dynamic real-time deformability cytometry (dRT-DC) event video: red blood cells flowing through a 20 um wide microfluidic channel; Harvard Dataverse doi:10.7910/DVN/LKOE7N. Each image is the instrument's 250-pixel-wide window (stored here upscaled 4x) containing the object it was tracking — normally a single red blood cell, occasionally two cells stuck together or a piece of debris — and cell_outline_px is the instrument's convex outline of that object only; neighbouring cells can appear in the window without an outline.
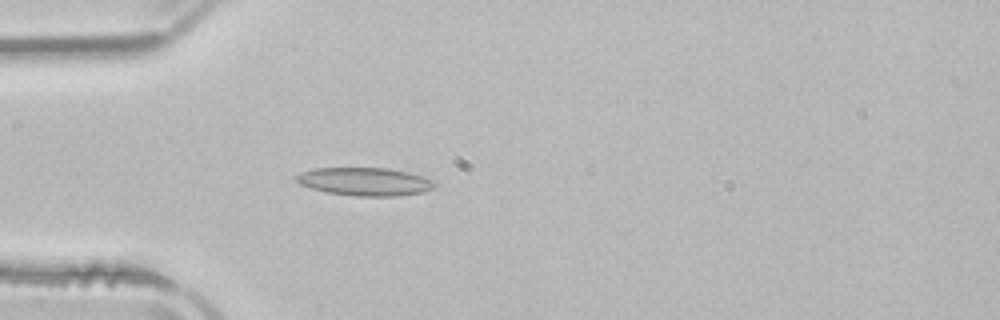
{"species": "common noctule bat (a hibernating species)", "species_latin": "Nyctalus noctula", "temperature_condition": "room temperature", "stored_images_in_passage": 52, "camera_frame_rate_fps": 3000, "um_per_image_px": 0.085, "animal": {"sex": "male", "body_mass_g": 21.5, "forearm_length_mm": 52.0}, "frame": {"image": 1, "passage_image": 15, "time_ms": 4.667, "image_size_px": [1000, 320], "cell_outline_px": [[436, 184], [432, 188], [424, 192], [400, 196], [356, 196], [328, 192], [312, 188], [300, 184], [296, 180], [296, 176], [304, 172], [316, 168], [388, 168], [408, 172], [432, 180]], "centroid_in_image_um": [31.05, 15.44], "position_along_channel_um": 54.0, "area_um2": 22.37}}
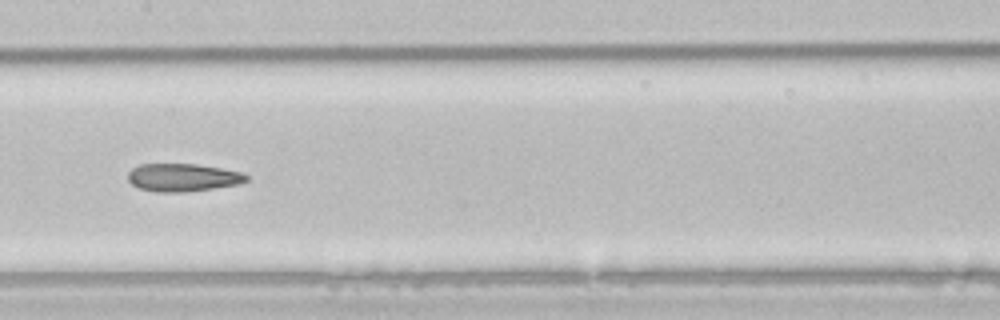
{"frame": {"image": 2, "passage_image": 26, "time_ms": 8.333, "image_size_px": [1000, 320], "cell_outline_px": [[248, 180], [236, 184], [212, 188], [184, 192], [156, 192], [140, 188], [132, 184], [128, 180], [128, 172], [132, 168], [140, 164], [196, 164], [220, 168], [240, 172], [248, 176]], "centroid_in_image_um": [15.49, 15.08], "position_along_channel_um": 191.9, "area_um2": 19.02}}
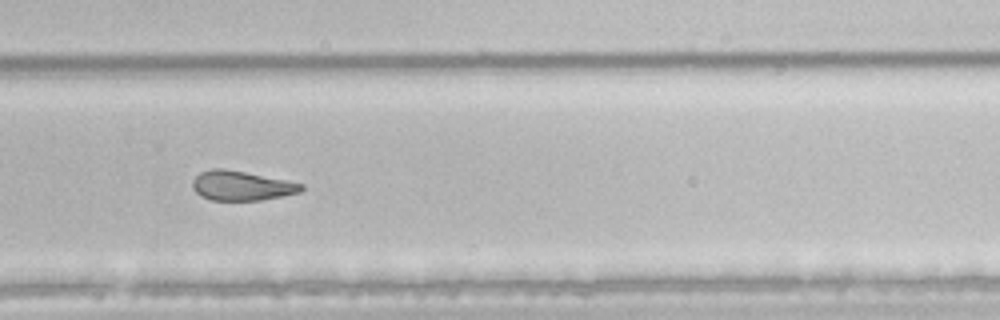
{"frame": {"image": 3, "passage_image": 35, "time_ms": 11.333, "image_size_px": [1000, 320], "cell_outline_px": [[304, 188], [300, 192], [260, 200], [212, 200], [200, 196], [192, 188], [192, 180], [200, 172], [212, 168], [224, 168], [304, 184]], "centroid_in_image_um": [20.48, 15.78], "position_along_channel_um": 309.3, "area_um2": 18.55}, "authors_computed_cell_mechanics": {"area_um2": 21.2993, "velocity_mm_per_s": 3.9359, "shape_relaxation_time_tau1_ms": null, "shape_relaxation_time_tau2_ms": 3.4657, "deformation_change_tau1": null, "deformation_change_tau2": 0.1275}}